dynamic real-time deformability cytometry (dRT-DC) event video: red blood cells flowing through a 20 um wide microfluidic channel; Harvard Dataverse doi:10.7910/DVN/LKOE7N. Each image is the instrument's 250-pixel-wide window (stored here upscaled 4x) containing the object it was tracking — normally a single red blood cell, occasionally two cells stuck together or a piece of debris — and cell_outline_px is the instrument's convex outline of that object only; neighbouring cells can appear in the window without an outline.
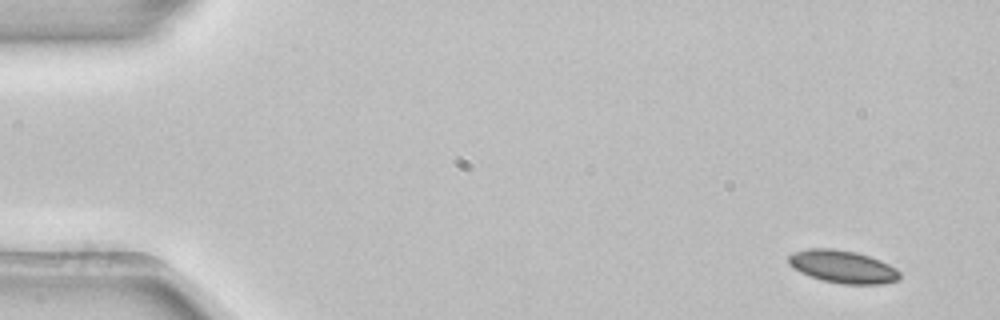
{"species": "common noctule bat (a hibernating species)", "species_latin": "Nyctalus noctula", "temperature_condition": "room temperature", "stored_images_in_passage": 5, "camera_frame_rate_fps": 3000, "um_per_image_px": 0.085, "animal": {"sex": "female", "body_mass_g": 22.7, "forearm_length_mm": 54.2}, "frame": {"image": 1, "passage_image": 1, "time_ms": 0.0, "image_size_px": [1000, 320], "cell_outline_px": [[900, 280], [880, 284], [844, 284], [824, 280], [800, 272], [788, 264], [788, 256], [792, 252], [808, 248], [832, 248], [856, 252], [880, 260], [896, 268], [900, 272]], "centroid_in_image_um": [71.63, 22.66], "position_along_channel_um": 13.4, "area_um2": 21.15}}
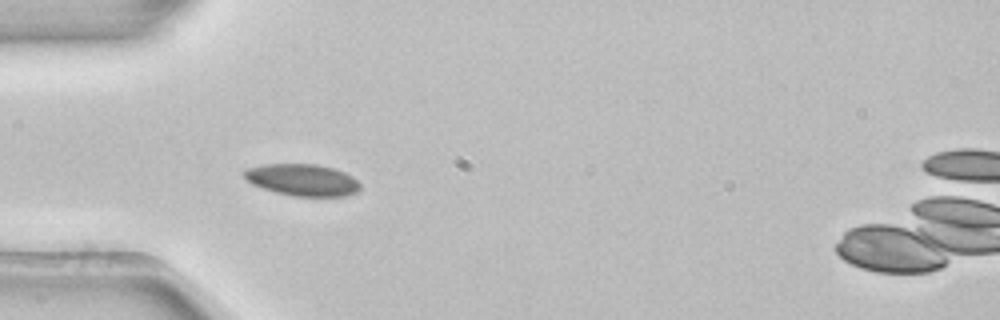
{"frame": {"image": 2, "passage_image": 4, "time_ms": 1.0, "image_size_px": [1000, 320], "cell_outline_px": [[360, 188], [356, 192], [348, 196], [292, 196], [276, 192], [252, 184], [240, 172], [244, 168], [264, 164], [316, 164], [332, 168], [344, 172], [352, 176], [360, 184]], "centroid_in_image_um": [25.67, 15.29], "position_along_channel_um": 59.3, "area_um2": 21.56}}